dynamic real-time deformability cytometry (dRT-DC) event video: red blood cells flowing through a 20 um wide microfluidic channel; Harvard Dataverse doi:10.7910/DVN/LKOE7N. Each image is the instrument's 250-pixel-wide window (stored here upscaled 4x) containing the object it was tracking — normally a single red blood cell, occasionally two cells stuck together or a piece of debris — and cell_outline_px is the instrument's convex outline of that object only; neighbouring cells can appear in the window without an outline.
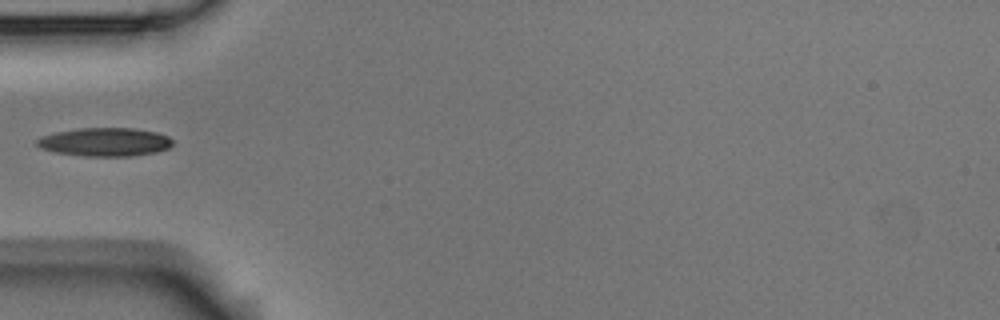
{"species": "Egyptian fruit bat (a non-hibernating species)", "species_latin": "Rousettus aegyptiacus", "temperature_condition": "room temperature", "stored_images_in_passage": 6, "camera_frame_rate_fps": 3000, "um_per_image_px": 0.085, "animal": {"sex": "male"}, "frame": {"image": 1, "passage_image": 5, "time_ms": 6.0, "image_size_px": [1000, 320], "cell_outline_px": [[172, 144], [168, 148], [156, 152], [132, 156], [84, 156], [56, 152], [40, 148], [36, 144], [36, 140], [40, 136], [56, 132], [80, 128], [132, 128], [156, 132], [168, 136], [172, 140]], "centroid_in_image_um": [8.9, 12.07], "position_along_channel_um": 76.1, "area_um2": 22.48}}
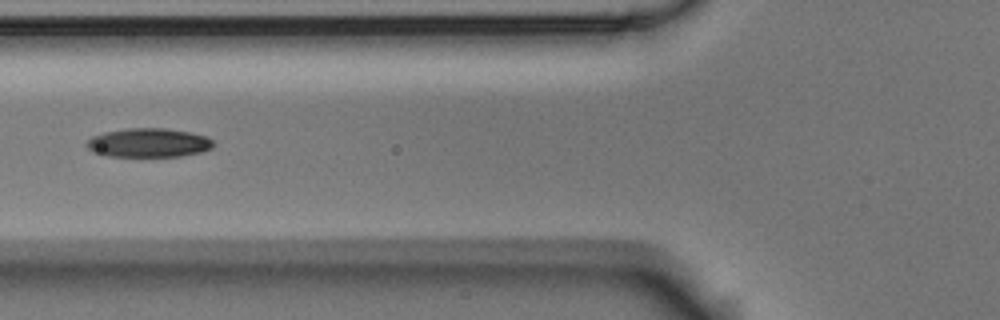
{"frame": {"image": 2, "passage_image": 6, "time_ms": 7.0, "image_size_px": [1000, 320], "cell_outline_px": [[216, 144], [212, 148], [200, 152], [180, 156], [104, 156], [92, 152], [84, 144], [92, 136], [108, 132], [128, 128], [164, 128], [188, 132], [204, 136], [212, 140]], "centroid_in_image_um": [12.61, 12.14], "position_along_channel_um": 113.2, "area_um2": 21.27}}